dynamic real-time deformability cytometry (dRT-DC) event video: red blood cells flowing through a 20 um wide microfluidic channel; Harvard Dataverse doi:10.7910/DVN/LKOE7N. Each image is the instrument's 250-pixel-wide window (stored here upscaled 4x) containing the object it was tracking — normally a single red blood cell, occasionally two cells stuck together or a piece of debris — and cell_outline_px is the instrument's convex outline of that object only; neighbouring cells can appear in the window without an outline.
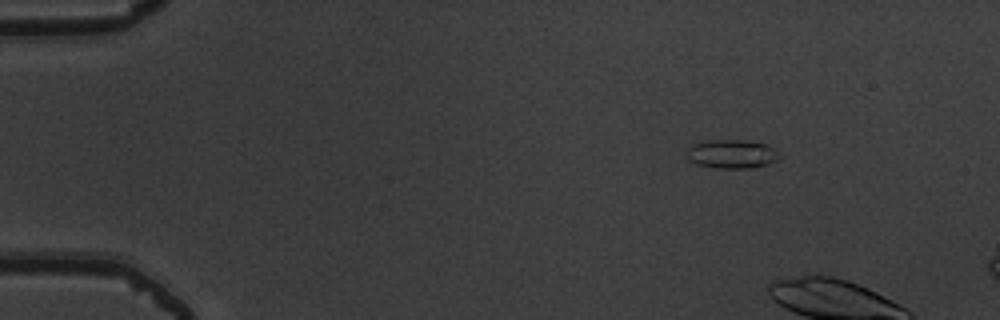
{"species": "common noctule bat (a hibernating species)", "species_latin": "Nyctalus noctula", "temperature_condition": "warm", "stored_images_in_passage": 4, "camera_frame_rate_fps": 3000, "um_per_image_px": 0.085, "animal": {"sex": "male", "body_mass_g": 19.5, "forearm_length_mm": 54.6}, "frame": {"image": 1, "passage_image": 2, "time_ms": 0.333, "image_size_px": [1000, 320], "cell_outline_px": [[776, 160], [768, 164], [748, 168], [712, 168], [696, 164], [688, 160], [684, 152], [688, 144], [708, 140], [744, 140], [768, 144], [776, 152]], "centroid_in_image_um": [62.06, 13.08], "position_along_channel_um": 22.9, "area_um2": 15.72}}